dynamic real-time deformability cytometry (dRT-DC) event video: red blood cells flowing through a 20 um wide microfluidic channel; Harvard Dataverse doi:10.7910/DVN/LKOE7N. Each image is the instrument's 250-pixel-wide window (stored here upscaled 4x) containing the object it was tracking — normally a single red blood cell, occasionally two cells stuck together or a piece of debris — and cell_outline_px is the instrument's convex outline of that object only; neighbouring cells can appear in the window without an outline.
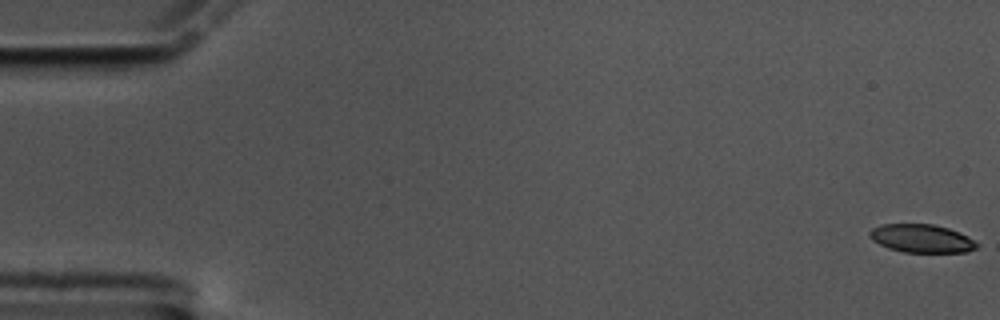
{"species": "common noctule bat (a hibernating species)", "species_latin": "Nyctalus noctula", "temperature_condition": "cold", "stored_images_in_passage": 61, "camera_frame_rate_fps": 3000, "um_per_image_px": 0.085, "animal": {"sex": "male", "body_mass_g": 17.5, "forearm_length_mm": 52.3}, "frame": {"image": 1, "passage_image": 1, "time_ms": 0.0, "image_size_px": [1000, 320], "cell_outline_px": [[980, 244], [976, 248], [968, 252], [904, 252], [888, 248], [872, 240], [868, 236], [868, 232], [872, 228], [880, 224], [932, 224], [948, 228], [960, 232], [968, 236]], "centroid_in_image_um": [78.34, 20.26], "position_along_channel_um": 6.7, "area_um2": 17.8}}
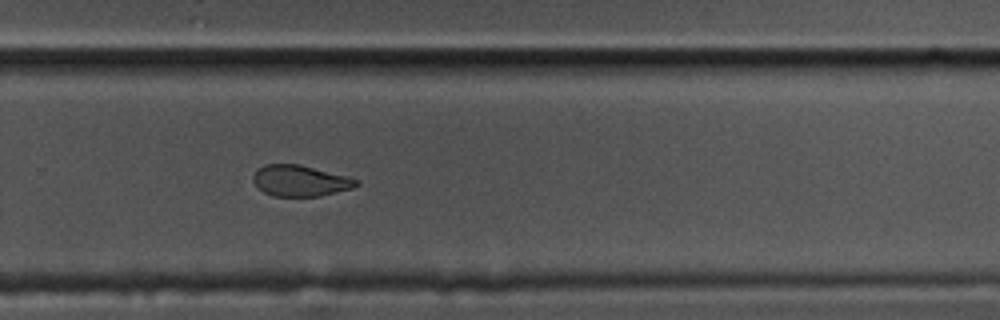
{"frame": {"image": 2, "passage_image": 41, "time_ms": 13.333, "image_size_px": [1000, 320], "cell_outline_px": [[360, 184], [352, 188], [320, 196], [272, 196], [264, 192], [252, 180], [252, 176], [264, 164], [300, 164], [348, 176], [356, 180]], "centroid_in_image_um": [25.52, 15.36], "position_along_channel_um": 304.3, "area_um2": 18.55}}
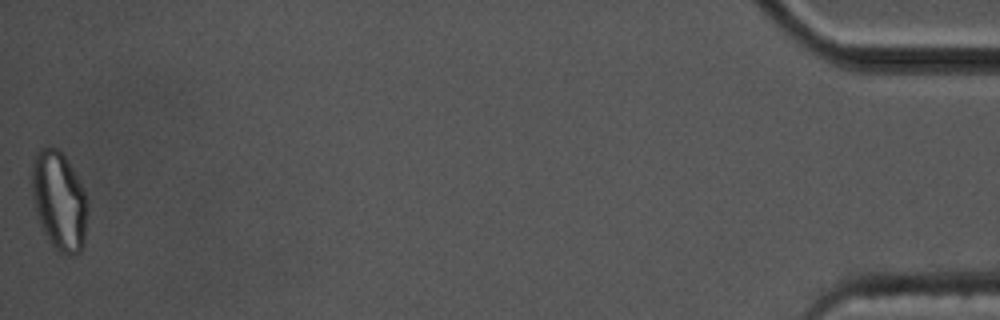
{"frame": {"image": 3, "passage_image": 61, "time_ms": 20.0, "image_size_px": [1000, 320], "cell_outline_px": [[88, 212], [84, 244], [80, 252], [72, 256], [68, 256], [60, 252], [52, 244], [44, 232], [40, 224], [36, 212], [32, 196], [32, 160], [36, 152], [40, 148], [56, 148], [64, 156], [72, 168], [88, 200]], "centroid_in_image_um": [5.04, 17.1], "position_along_channel_um": 430.2, "area_um2": 32.02}, "authors_computed_cell_mechanics": {"area_um2": 19.9988, "velocity_mm_per_s": 3.3365, "shape_relaxation_time_tau1_ms": 8.0594, "shape_relaxation_time_tau2_ms": 3.2347, "deformation_change_tau1": 0.1733, "deformation_change_tau2": 0.0869}}